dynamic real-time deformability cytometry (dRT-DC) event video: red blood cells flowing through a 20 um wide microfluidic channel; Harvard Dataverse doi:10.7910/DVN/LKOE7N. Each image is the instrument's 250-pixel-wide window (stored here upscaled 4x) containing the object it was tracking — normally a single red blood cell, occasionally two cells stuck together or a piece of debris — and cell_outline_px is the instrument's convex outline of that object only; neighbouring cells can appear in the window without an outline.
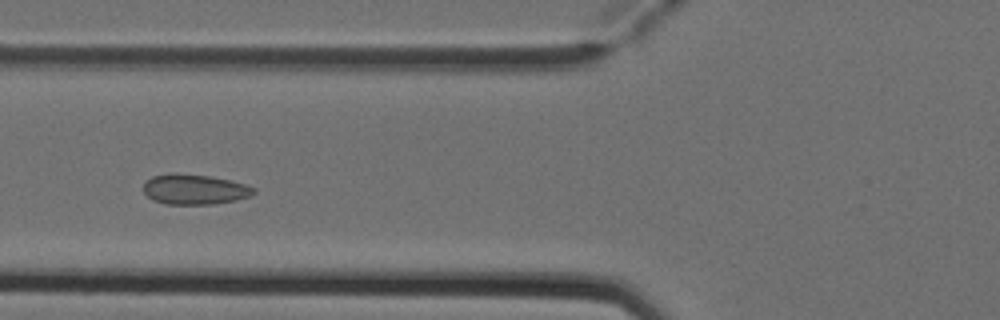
{"species": "Egyptian fruit bat (a non-hibernating species)", "species_latin": "Rousettus aegyptiacus", "temperature_condition": "cold", "stored_images_in_passage": 7, "camera_frame_rate_fps": 3000, "um_per_image_px": 0.085, "animal": {"sex": "female"}, "frame": {"image": 1, "passage_image": 4, "time_ms": 1.0, "image_size_px": [1000, 320], "cell_outline_px": [[256, 192], [252, 196], [236, 200], [212, 204], [168, 204], [152, 200], [144, 192], [144, 184], [152, 176], [208, 176], [232, 180], [256, 188]], "centroid_in_image_um": [16.63, 16.14], "position_along_channel_um": 109.2, "area_um2": 18.67}}
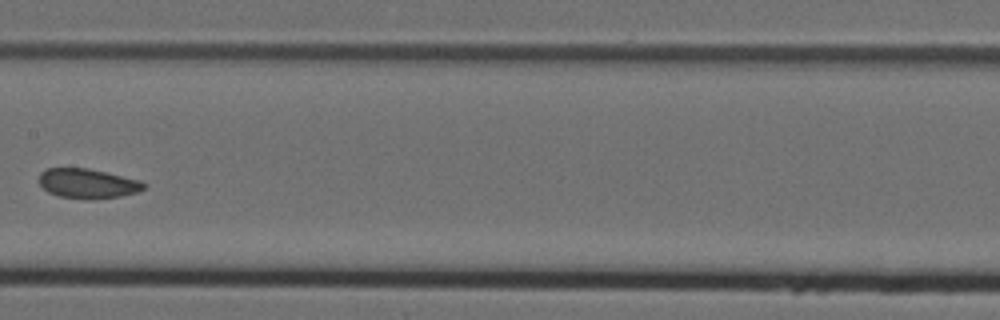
{"frame": {"image": 2, "passage_image": 6, "time_ms": 1.667, "image_size_px": [1000, 320], "cell_outline_px": [[148, 184], [144, 188], [136, 192], [120, 196], [92, 200], [88, 200], [60, 196], [48, 192], [40, 184], [40, 172], [44, 168], [88, 168], [140, 180]], "centroid_in_image_um": [7.45, 15.6], "position_along_channel_um": 199.9, "area_um2": 18.15}}
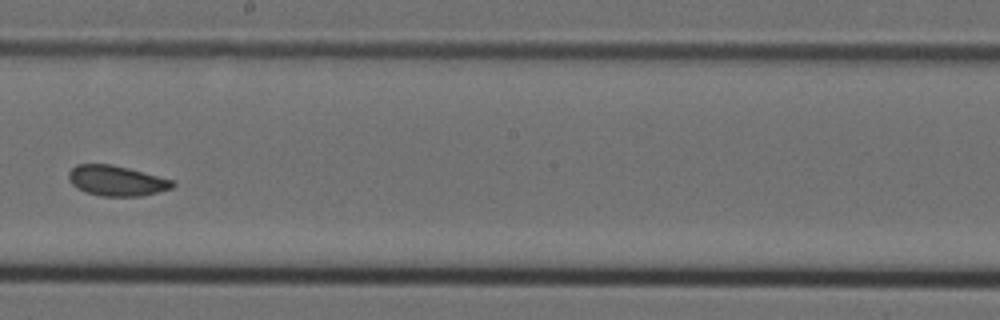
{"frame": {"image": 3, "passage_image": 7, "time_ms": 2.0, "image_size_px": [1000, 320], "cell_outline_px": [[176, 184], [172, 188], [140, 196], [100, 196], [84, 192], [76, 188], [68, 180], [68, 172], [76, 164], [112, 164], [176, 180]], "centroid_in_image_um": [9.9, 15.36], "position_along_channel_um": 238.3, "area_um2": 18.55}}